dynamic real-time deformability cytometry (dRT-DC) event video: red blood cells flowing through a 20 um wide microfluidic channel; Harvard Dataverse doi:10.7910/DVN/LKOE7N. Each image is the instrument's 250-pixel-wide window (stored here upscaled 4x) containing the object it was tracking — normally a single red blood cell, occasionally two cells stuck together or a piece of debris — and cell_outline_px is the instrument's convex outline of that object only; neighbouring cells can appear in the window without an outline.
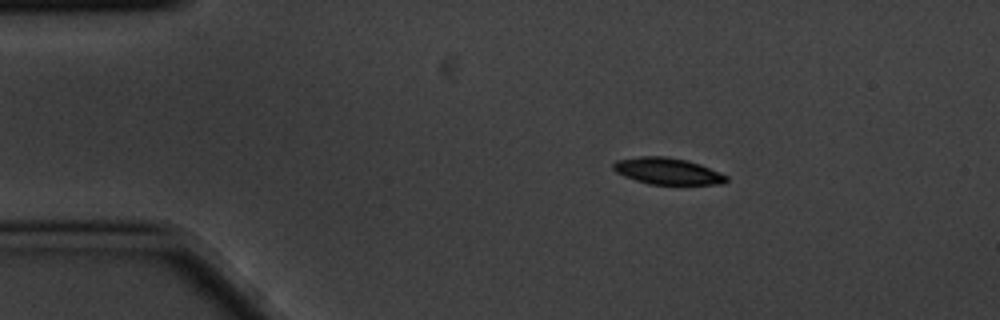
{"species": "common noctule bat (a hibernating species)", "species_latin": "Nyctalus noctula", "temperature_condition": "cold", "stored_images_in_passage": 3, "camera_frame_rate_fps": 3000, "um_per_image_px": 0.085, "animal": {"sex": "male", "body_mass_g": 20.1, "forearm_length_mm": 53.5}, "frame": {"image": 1, "passage_image": 1, "time_ms": 0.0, "image_size_px": [1000, 320], "cell_outline_px": [[728, 180], [724, 184], [648, 184], [624, 176], [616, 172], [612, 168], [612, 164], [616, 160], [640, 156], [664, 156], [684, 160], [700, 164], [728, 176]], "centroid_in_image_um": [56.72, 14.55], "position_along_channel_um": 28.3, "area_um2": 17.4}}
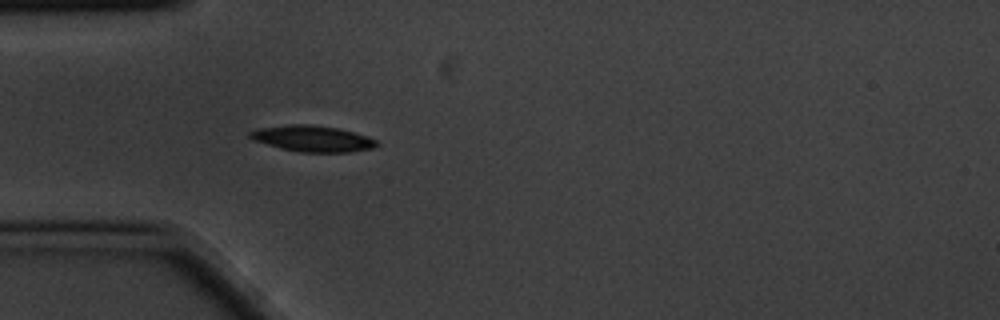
{"frame": {"image": 2, "passage_image": 3, "time_ms": 0.667, "image_size_px": [1000, 320], "cell_outline_px": [[380, 144], [376, 148], [348, 152], [300, 152], [280, 148], [252, 140], [248, 136], [248, 132], [256, 128], [288, 124], [312, 124], [336, 128], [368, 136], [376, 140]], "centroid_in_image_um": [26.54, 11.78], "position_along_channel_um": 58.5, "area_um2": 19.48}}